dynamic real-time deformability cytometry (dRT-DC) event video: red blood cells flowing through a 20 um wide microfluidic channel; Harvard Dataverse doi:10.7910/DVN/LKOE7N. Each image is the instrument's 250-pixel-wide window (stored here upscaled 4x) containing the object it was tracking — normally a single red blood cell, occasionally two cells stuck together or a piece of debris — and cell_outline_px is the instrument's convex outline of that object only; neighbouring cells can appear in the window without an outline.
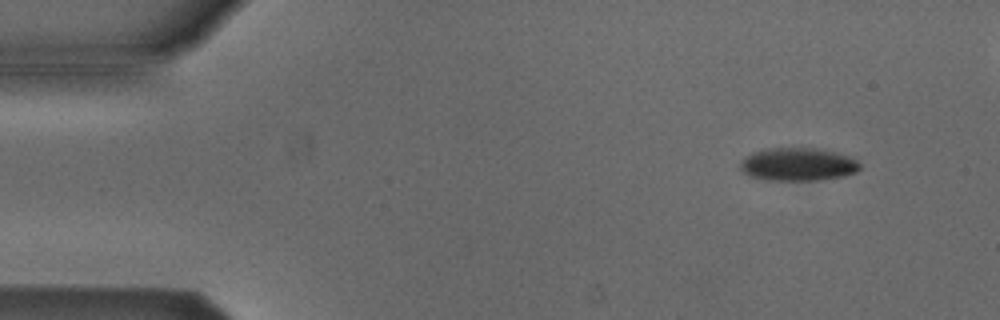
{"species": "Egyptian fruit bat (a non-hibernating species)", "species_latin": "Rousettus aegyptiacus", "temperature_condition": "cold", "stored_images_in_passage": 6, "camera_frame_rate_fps": 3000, "um_per_image_px": 0.085, "animal": {"sex": "male"}, "frame": {"image": 1, "passage_image": 2, "time_ms": 1.0, "image_size_px": [1000, 320], "cell_outline_px": [[860, 168], [856, 172], [844, 176], [820, 180], [768, 180], [748, 176], [740, 172], [740, 164], [748, 156], [756, 152], [768, 148], [816, 148], [836, 152], [848, 156], [856, 160], [860, 164]], "centroid_in_image_um": [67.84, 13.98], "position_along_channel_um": 17.2, "area_um2": 22.95}}
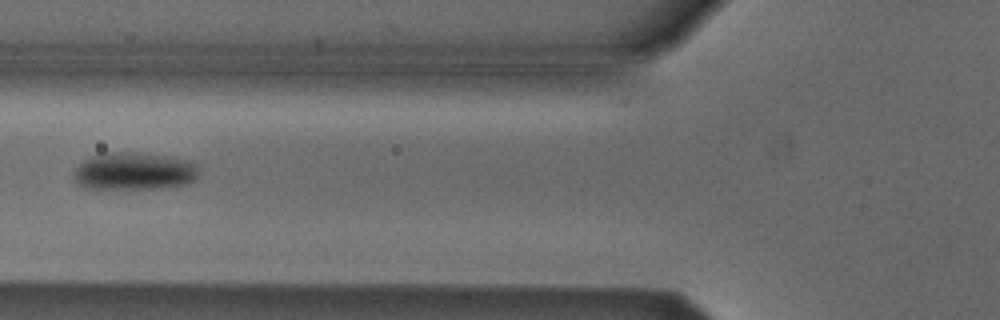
{"frame": {"image": 2, "passage_image": 6, "time_ms": 6.0, "image_size_px": [1000, 320], "cell_outline_px": [[196, 180], [188, 184], [156, 188], [84, 188], [76, 184], [72, 176], [76, 168], [84, 160], [92, 156], [104, 152], [136, 152], [168, 156], [188, 160], [196, 164]], "centroid_in_image_um": [11.36, 14.55], "position_along_channel_um": 114.4, "area_um2": 27.4}}